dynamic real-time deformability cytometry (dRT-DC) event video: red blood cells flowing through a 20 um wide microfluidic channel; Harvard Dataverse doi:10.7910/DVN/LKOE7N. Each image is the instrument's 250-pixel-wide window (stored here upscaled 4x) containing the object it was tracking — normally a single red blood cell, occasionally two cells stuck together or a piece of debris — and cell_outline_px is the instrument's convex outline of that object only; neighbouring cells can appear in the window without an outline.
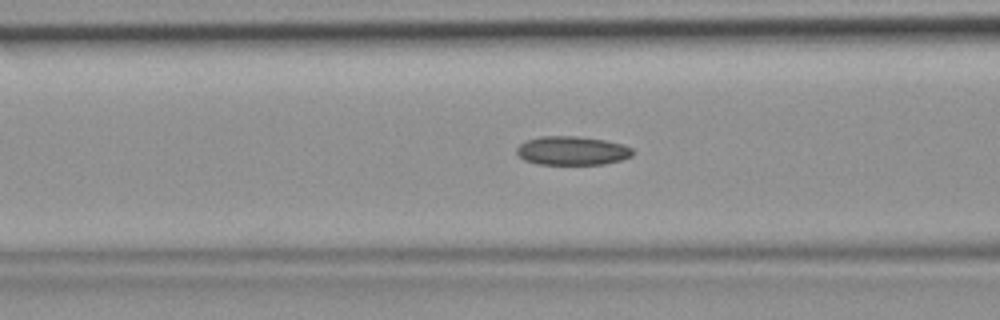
{"species": "common noctule bat (a hibernating species)", "species_latin": "Nyctalus noctula", "temperature_condition": "room temperature", "stored_images_in_passage": 44, "camera_frame_rate_fps": 3000, "um_per_image_px": 0.085, "animal": {"sex": "female", "body_mass_g": 19.9}, "frame": {"image": 1, "passage_image": 17, "time_ms": 5.333, "image_size_px": [1000, 320], "cell_outline_px": [[636, 152], [632, 156], [620, 160], [604, 164], [540, 164], [524, 160], [516, 152], [516, 148], [524, 140], [540, 136], [576, 136], [604, 140], [624, 144], [632, 148]], "centroid_in_image_um": [48.64, 12.8], "position_along_channel_um": 118.0, "area_um2": 19.59}}
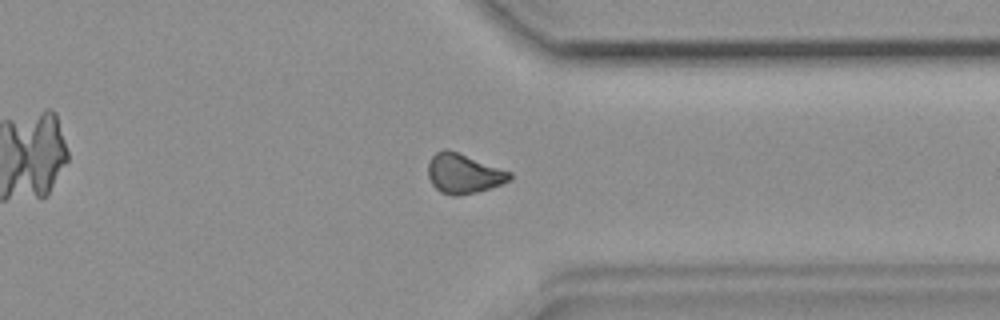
{"frame": {"image": 2, "passage_image": 34, "time_ms": 11.0, "image_size_px": [1000, 320], "cell_outline_px": [[512, 176], [508, 180], [500, 184], [476, 192], [456, 196], [452, 196], [440, 192], [432, 184], [428, 176], [428, 164], [432, 156], [436, 152], [444, 148], [448, 148], [512, 172]], "centroid_in_image_um": [39.37, 14.74], "position_along_channel_um": 372.0, "area_um2": 18.84}}
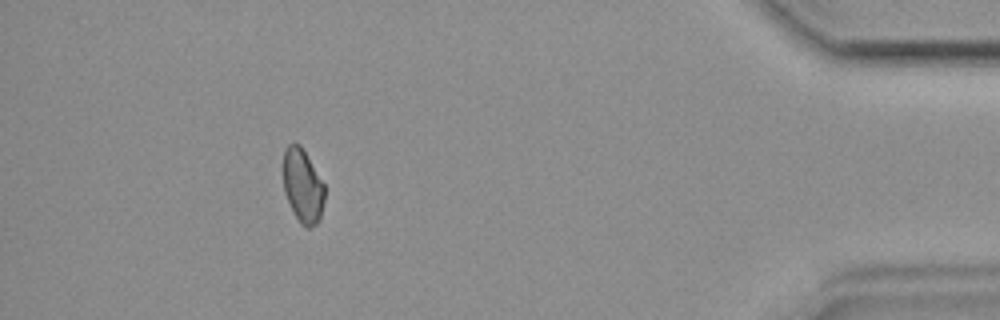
{"frame": {"image": 3, "passage_image": 40, "time_ms": 13.0, "image_size_px": [1000, 320], "cell_outline_px": [[324, 200], [320, 220], [316, 224], [308, 228], [304, 228], [300, 224], [284, 192], [284, 152], [288, 144], [300, 144], [324, 184]], "centroid_in_image_um": [25.74, 15.83], "position_along_channel_um": 409.5, "area_um2": 17.51}}